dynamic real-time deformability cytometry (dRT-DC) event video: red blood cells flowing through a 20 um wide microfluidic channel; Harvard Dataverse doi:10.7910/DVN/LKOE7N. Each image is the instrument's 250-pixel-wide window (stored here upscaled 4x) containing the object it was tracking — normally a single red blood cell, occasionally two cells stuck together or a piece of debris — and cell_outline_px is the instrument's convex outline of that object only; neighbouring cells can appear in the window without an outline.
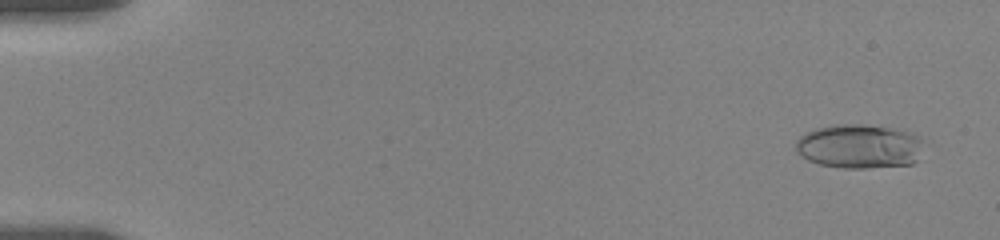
{"species": "human", "species_latin": "Homo sapiens", "temperature_condition": "room temperature", "stored_images_in_passage": 53, "camera_frame_rate_fps": 3000, "um_per_image_px": 0.085, "donor": {"sex": "female"}, "frame": {"image": 1, "passage_image": 2, "time_ms": 0.667, "image_size_px": [1000, 240], "cell_outline_px": [[920, 140], [916, 160], [912, 164], [864, 168], [844, 168], [820, 164], [808, 160], [796, 148], [796, 140], [800, 136], [816, 128], [836, 124], [864, 124], [888, 128], [920, 136]], "centroid_in_image_um": [72.98, 12.44], "position_along_channel_um": 12.0, "area_um2": 32.14}}
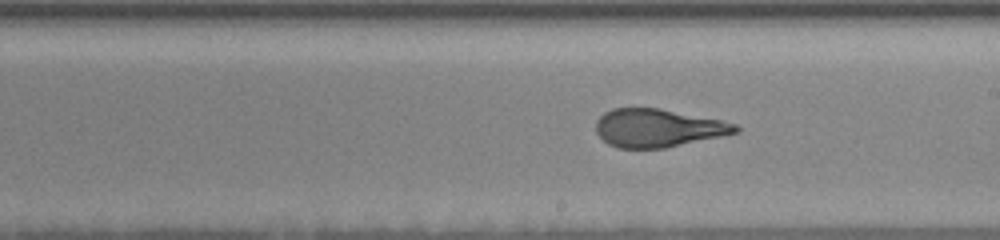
{"frame": {"image": 2, "passage_image": 22, "time_ms": 11.0, "image_size_px": [1000, 240], "cell_outline_px": [[740, 132], [724, 136], [664, 148], [616, 148], [608, 144], [596, 132], [596, 120], [604, 112], [612, 108], [660, 108], [720, 120], [736, 124], [740, 128]], "centroid_in_image_um": [55.93, 10.88], "position_along_channel_um": 233.1, "area_um2": 31.1}}
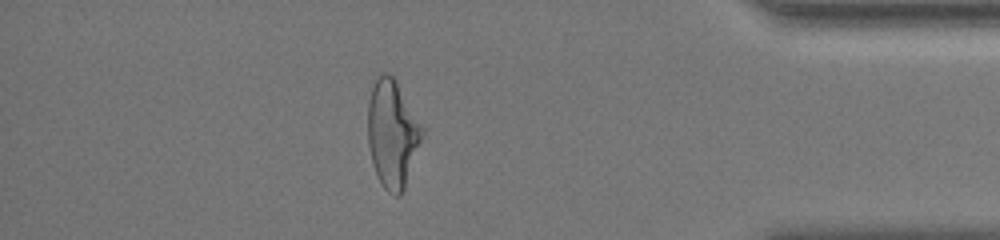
{"frame": {"image": 3, "passage_image": 43, "time_ms": 16.667, "image_size_px": [1000, 240], "cell_outline_px": [[424, 132], [404, 188], [400, 196], [396, 196], [388, 192], [380, 184], [372, 164], [368, 144], [368, 100], [372, 88], [376, 80], [384, 72], [388, 72], [396, 80], [424, 128]], "centroid_in_image_um": [33.34, 11.37], "position_along_channel_um": 401.9, "area_um2": 33.87}, "authors_computed_cell_mechanics": {"area_um2": 32.3102, "velocity_mm_per_s": 3.5096, "shape_relaxation_time_tau1_ms": 5.1348, "shape_relaxation_time_tau2_ms": 1.0409, "deformation_change_tau1": 0.193, "deformation_change_tau2": 0.0849}}